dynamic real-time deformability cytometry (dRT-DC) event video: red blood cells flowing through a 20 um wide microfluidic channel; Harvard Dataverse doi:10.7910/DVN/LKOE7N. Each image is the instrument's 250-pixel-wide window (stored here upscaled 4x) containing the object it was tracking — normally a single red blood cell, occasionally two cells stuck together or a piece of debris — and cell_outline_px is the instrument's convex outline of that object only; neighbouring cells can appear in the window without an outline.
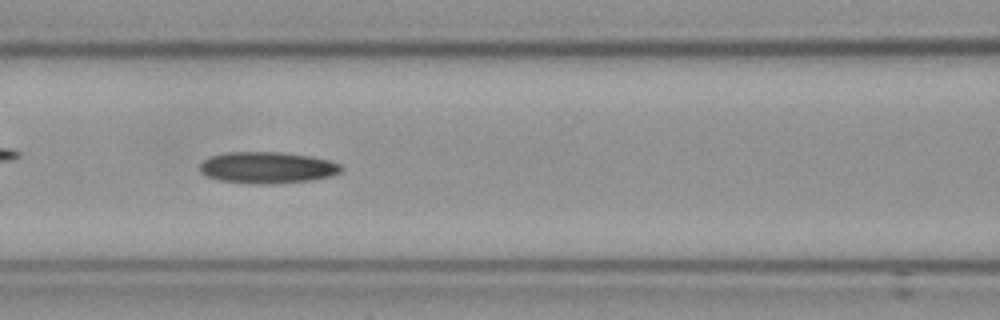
{"species": "Egyptian fruit bat (a non-hibernating species)", "species_latin": "Rousettus aegyptiacus", "temperature_condition": "cold", "stored_images_in_passage": 56, "camera_frame_rate_fps": 3000, "um_per_image_px": 0.085, "frame": {"image": 1, "passage_image": 25, "time_ms": 8.0, "image_size_px": [1000, 320], "cell_outline_px": [[344, 168], [340, 172], [332, 176], [312, 180], [276, 184], [256, 184], [220, 180], [208, 176], [200, 172], [200, 164], [204, 160], [212, 156], [228, 152], [280, 152], [308, 156], [328, 160], [340, 164]], "centroid_in_image_um": [22.75, 14.25], "position_along_channel_um": 143.8, "area_um2": 25.89}, "authors_computed_cell_mechanics": {"area_um2": 24.565, "velocity_mm_per_s": 3.5771, "shape_relaxation_time_tau1_ms": 4.7473, "shape_relaxation_time_tau2_ms": null, "deformation_change_tau1": 0.1105, "deformation_change_tau2": null}}